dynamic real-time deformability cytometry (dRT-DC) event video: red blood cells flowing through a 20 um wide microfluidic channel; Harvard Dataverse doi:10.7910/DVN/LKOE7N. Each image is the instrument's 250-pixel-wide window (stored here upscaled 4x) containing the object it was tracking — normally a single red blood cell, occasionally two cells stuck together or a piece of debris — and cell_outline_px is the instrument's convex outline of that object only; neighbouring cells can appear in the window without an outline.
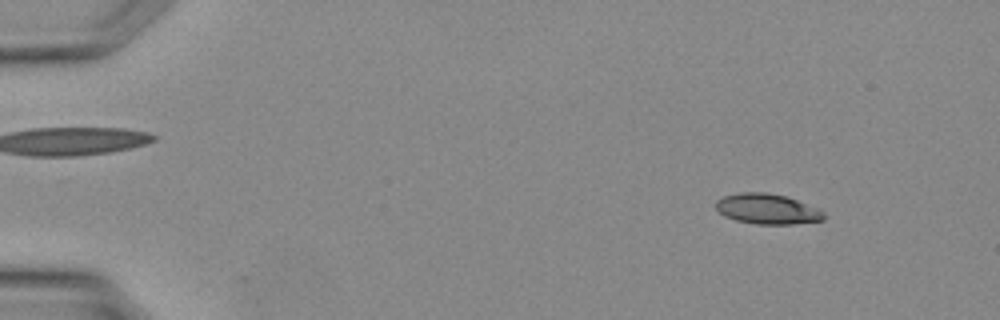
{"species": "Egyptian fruit bat (a non-hibernating species)", "species_latin": "Rousettus aegyptiacus", "temperature_condition": "warm", "stored_images_in_passage": 6, "camera_frame_rate_fps": 3000, "um_per_image_px": 0.085, "animal": {"sex": "female"}, "frame": {"image": 1, "passage_image": 4, "time_ms": 1.0, "image_size_px": [1000, 320], "cell_outline_px": [[824, 220], [792, 224], [756, 224], [736, 220], [724, 216], [716, 208], [716, 200], [724, 196], [740, 192], [768, 192], [788, 196], [816, 208], [824, 212]], "centroid_in_image_um": [65.21, 17.75], "position_along_channel_um": 19.8, "area_um2": 19.07}}